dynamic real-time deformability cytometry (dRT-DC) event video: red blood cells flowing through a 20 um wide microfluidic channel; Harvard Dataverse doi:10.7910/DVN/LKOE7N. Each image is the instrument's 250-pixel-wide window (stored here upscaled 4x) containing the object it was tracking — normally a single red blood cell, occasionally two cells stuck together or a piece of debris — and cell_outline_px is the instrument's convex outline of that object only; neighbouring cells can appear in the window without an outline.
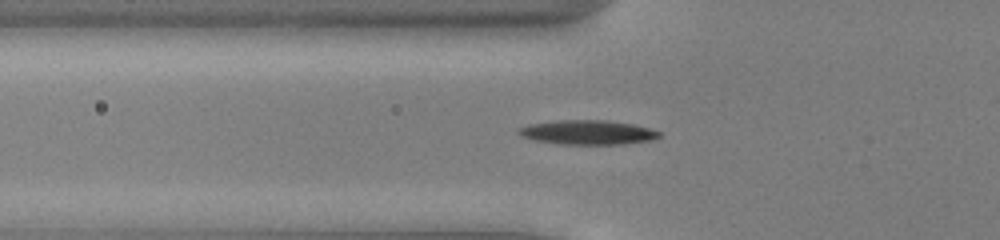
{"species": "common noctule bat (a hibernating species)", "species_latin": "Nyctalus noctula", "temperature_condition": "cold", "stored_images_in_passage": 38, "camera_frame_rate_fps": 3000, "um_per_image_px": 0.085, "animal": {"sex": "male", "body_mass_g": 13.0, "forearm_length_mm": 53.1}, "frame": {"image": 1, "passage_image": 4, "time_ms": 1.0, "image_size_px": [1000, 240], "cell_outline_px": [[660, 136], [648, 140], [624, 144], [556, 144], [536, 140], [520, 136], [516, 132], [516, 128], [528, 124], [560, 120], [604, 120], [632, 124], [648, 128], [660, 132]], "centroid_in_image_um": [49.86, 11.25], "position_along_channel_um": 75.9, "area_um2": 19.88}}
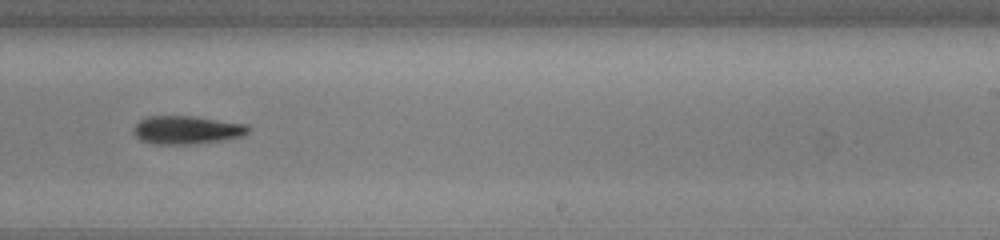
{"frame": {"image": 2, "passage_image": 19, "time_ms": 6.0, "image_size_px": [1000, 240], "cell_outline_px": [[248, 132], [244, 136], [220, 140], [188, 144], [152, 144], [140, 140], [132, 132], [132, 128], [140, 120], [148, 116], [196, 116], [248, 124]], "centroid_in_image_um": [15.85, 11.03], "position_along_channel_um": 273.2, "area_um2": 18.96}}
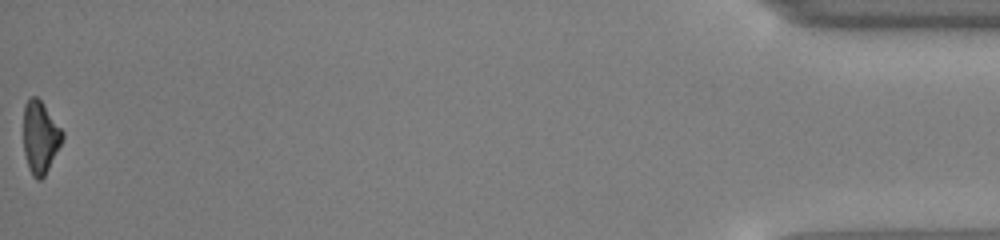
{"frame": {"image": 3, "passage_image": 38, "time_ms": 12.333, "image_size_px": [1000, 240], "cell_outline_px": [[64, 136], [44, 176], [40, 180], [36, 180], [32, 176], [28, 168], [24, 152], [24, 104], [32, 96], [36, 96], [40, 100], [64, 132]], "centroid_in_image_um": [3.4, 11.67], "position_along_channel_um": 431.8, "area_um2": 16.13}, "authors_computed_cell_mechanics": {"area_um2": 18.6116, "velocity_mm_per_s": 3.9554, "shape_relaxation_time_tau1_ms": 1.1754, "shape_relaxation_time_tau2_ms": null, "deformation_change_tau1": 0.1327, "deformation_change_tau2": null}}